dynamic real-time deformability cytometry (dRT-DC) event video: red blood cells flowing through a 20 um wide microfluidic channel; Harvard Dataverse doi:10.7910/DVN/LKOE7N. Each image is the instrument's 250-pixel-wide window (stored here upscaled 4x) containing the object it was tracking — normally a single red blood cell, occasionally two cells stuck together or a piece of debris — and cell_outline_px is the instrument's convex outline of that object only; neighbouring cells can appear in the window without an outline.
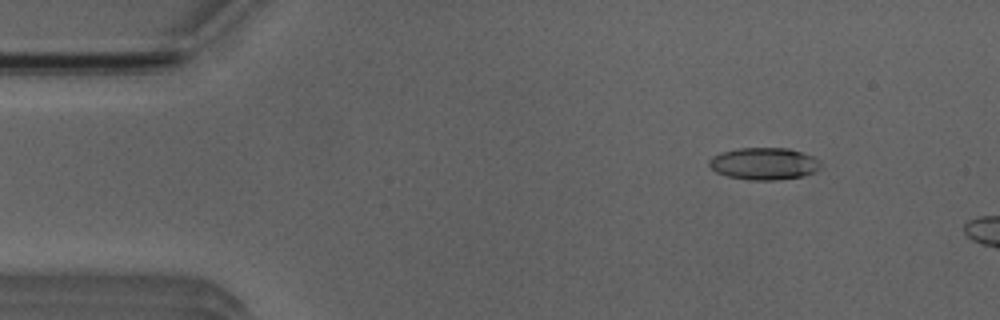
{"species": "Egyptian fruit bat (a non-hibernating species)", "species_latin": "Rousettus aegyptiacus", "temperature_condition": "room temperature", "stored_images_in_passage": 3, "camera_frame_rate_fps": 3000, "um_per_image_px": 0.085, "animal": {"sex": "male"}, "frame": {"image": 1, "passage_image": 2, "time_ms": 1.0, "image_size_px": [1000, 320], "cell_outline_px": [[820, 168], [816, 172], [804, 176], [776, 180], [748, 180], [728, 176], [716, 172], [708, 164], [708, 160], [712, 156], [720, 152], [736, 148], [788, 148], [812, 156], [820, 160]], "centroid_in_image_um": [64.93, 13.91], "position_along_channel_um": 20.1, "area_um2": 21.04}}